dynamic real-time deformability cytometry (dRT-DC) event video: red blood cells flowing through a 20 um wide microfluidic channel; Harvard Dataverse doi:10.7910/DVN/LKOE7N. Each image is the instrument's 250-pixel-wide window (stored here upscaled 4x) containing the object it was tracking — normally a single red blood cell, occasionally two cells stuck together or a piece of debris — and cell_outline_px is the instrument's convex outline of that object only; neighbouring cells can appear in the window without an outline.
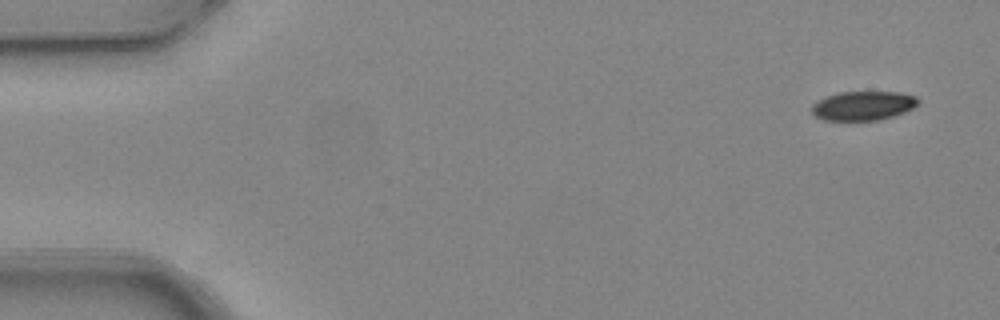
{"species": "common noctule bat (a hibernating species)", "species_latin": "Nyctalus noctula", "temperature_condition": "warm", "stored_images_in_passage": 5, "camera_frame_rate_fps": 3000, "um_per_image_px": 0.085, "animal": {"sex": "female", "body_mass_g": 24.6, "forearm_length_mm": 56.2}, "frame": {"image": 1, "passage_image": 1, "time_ms": 0.0, "image_size_px": [1000, 320], "cell_outline_px": [[920, 100], [912, 108], [904, 112], [880, 120], [824, 120], [816, 116], [812, 112], [812, 104], [816, 100], [824, 96], [840, 92], [900, 92], [916, 96]], "centroid_in_image_um": [73.34, 8.97], "position_along_channel_um": 11.7, "area_um2": 18.09}}
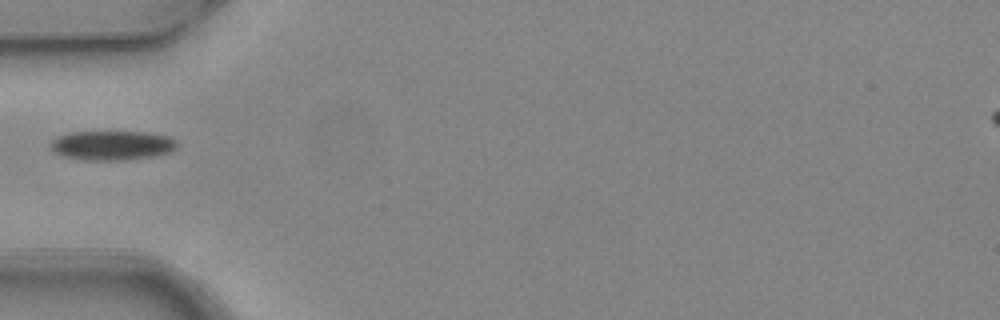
{"frame": {"image": 2, "passage_image": 4, "time_ms": 1.0, "image_size_px": [1000, 320], "cell_outline_px": [[176, 148], [172, 152], [156, 156], [124, 160], [84, 160], [60, 156], [52, 152], [48, 144], [52, 140], [68, 132], [148, 132], [168, 136], [176, 140]], "centroid_in_image_um": [9.5, 12.37], "position_along_channel_um": 75.5, "area_um2": 22.02}}
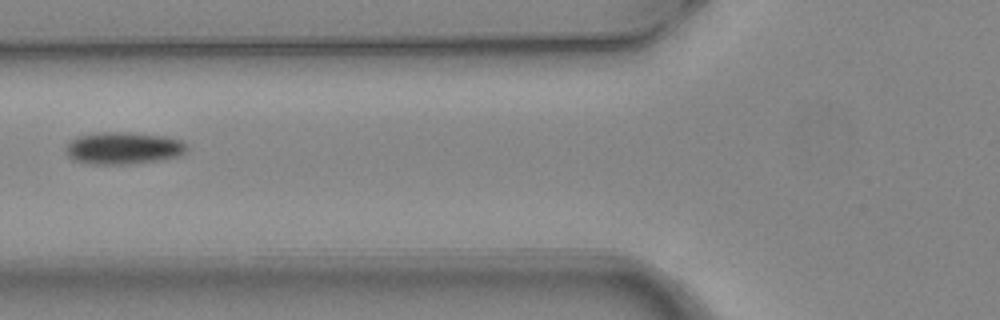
{"frame": {"image": 3, "passage_image": 5, "time_ms": 1.333, "image_size_px": [1000, 320], "cell_outline_px": [[188, 152], [180, 156], [160, 160], [124, 164], [92, 164], [72, 160], [68, 156], [68, 144], [76, 136], [96, 132], [128, 132], [168, 136], [184, 140], [188, 144]], "centroid_in_image_um": [10.57, 12.57], "position_along_channel_um": 115.2, "area_um2": 23.0}}